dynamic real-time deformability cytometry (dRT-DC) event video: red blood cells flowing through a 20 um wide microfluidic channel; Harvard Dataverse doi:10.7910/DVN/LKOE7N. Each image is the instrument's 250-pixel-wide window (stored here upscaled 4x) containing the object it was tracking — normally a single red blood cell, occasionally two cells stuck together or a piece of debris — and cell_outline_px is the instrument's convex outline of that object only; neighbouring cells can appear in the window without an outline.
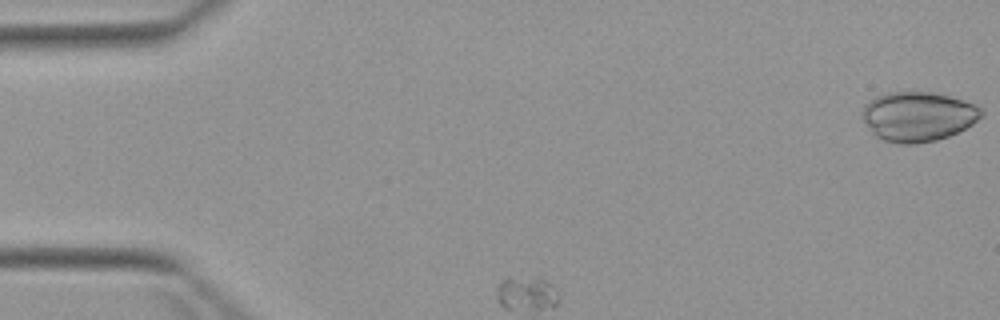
{"species": "Egyptian fruit bat (a non-hibernating species)", "species_latin": "Rousettus aegyptiacus", "temperature_condition": "warm", "stored_images_in_passage": 3, "camera_frame_rate_fps": 3000, "um_per_image_px": 0.085, "animal": {"sex": "female"}, "frame": {"image": 1, "passage_image": 1, "time_ms": 0.0, "image_size_px": [1000, 320], "cell_outline_px": [[984, 116], [972, 124], [948, 136], [936, 140], [912, 144], [900, 144], [880, 140], [872, 132], [860, 116], [860, 112], [864, 104], [876, 96], [888, 92], [932, 92], [948, 96], [976, 104], [984, 108]], "centroid_in_image_um": [78.02, 9.9], "position_along_channel_um": 7.0, "area_um2": 34.74}}